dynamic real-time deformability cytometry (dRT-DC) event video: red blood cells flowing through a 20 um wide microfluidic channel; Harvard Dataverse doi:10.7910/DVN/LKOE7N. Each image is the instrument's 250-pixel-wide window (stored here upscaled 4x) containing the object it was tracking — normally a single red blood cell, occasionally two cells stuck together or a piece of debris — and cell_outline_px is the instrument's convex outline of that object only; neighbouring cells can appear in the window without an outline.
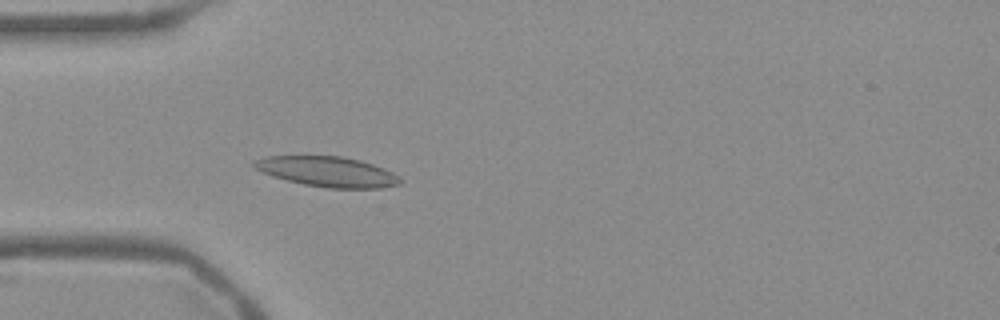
{"species": "Egyptian fruit bat (a non-hibernating species)", "species_latin": "Rousettus aegyptiacus", "temperature_condition": "warm", "stored_images_in_passage": 43, "camera_frame_rate_fps": 3000, "um_per_image_px": 0.085, "frame": {"image": 1, "passage_image": 5, "time_ms": 1.333, "image_size_px": [1000, 320], "cell_outline_px": [[404, 180], [400, 184], [380, 188], [328, 188], [304, 184], [272, 176], [256, 168], [252, 164], [252, 160], [264, 156], [340, 156], [360, 160], [384, 168], [400, 176]], "centroid_in_image_um": [27.86, 14.59], "position_along_channel_um": 57.1, "area_um2": 25.66}}
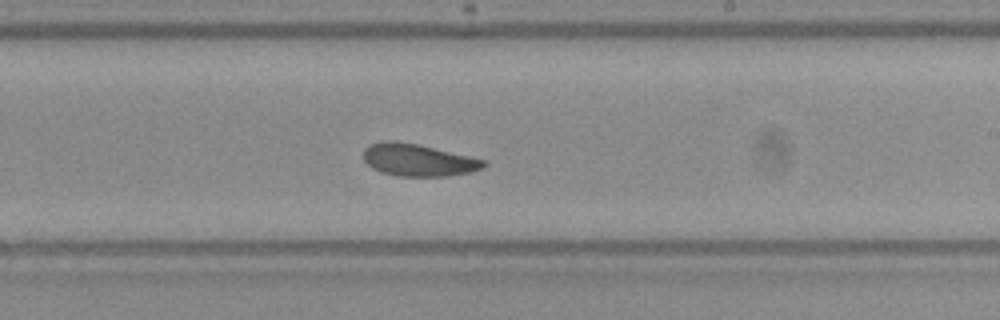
{"frame": {"image": 2, "passage_image": 21, "time_ms": 6.667, "image_size_px": [1000, 320], "cell_outline_px": [[488, 164], [484, 168], [468, 172], [448, 176], [396, 176], [380, 172], [372, 168], [364, 160], [364, 148], [368, 144], [380, 140], [396, 140], [420, 144], [484, 160]], "centroid_in_image_um": [35.49, 13.58], "position_along_channel_um": 253.5, "area_um2": 22.83}}
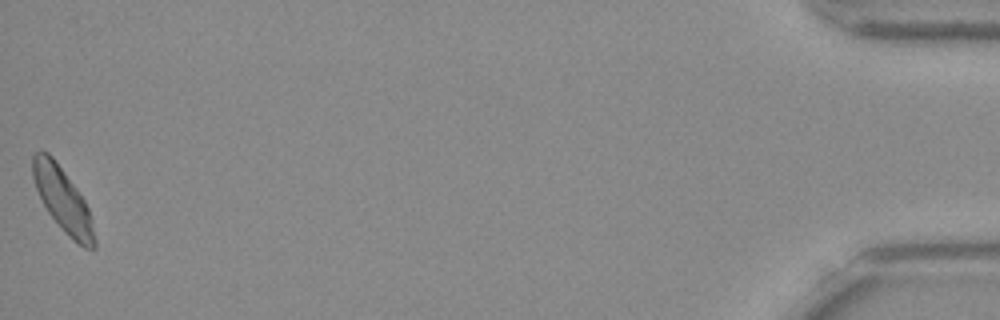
{"frame": {"image": 3, "passage_image": 43, "time_ms": 14.0, "image_size_px": [1000, 320], "cell_outline_px": [[96, 248], [92, 252], [84, 248], [72, 240], [64, 232], [48, 212], [36, 188], [32, 176], [32, 156], [40, 148], [48, 152], [52, 156], [76, 188], [84, 200], [88, 208], [96, 240]], "centroid_in_image_um": [5.34, 17.0], "position_along_channel_um": 429.9, "area_um2": 22.95}, "authors_computed_cell_mechanics": {"area_um2": 22.831, "velocity_mm_per_s": 3.7515, "shape_relaxation_time_tau1_ms": 10.4292, "shape_relaxation_time_tau2_ms": null, "deformation_change_tau1": 0.1939, "deformation_change_tau2": null}}